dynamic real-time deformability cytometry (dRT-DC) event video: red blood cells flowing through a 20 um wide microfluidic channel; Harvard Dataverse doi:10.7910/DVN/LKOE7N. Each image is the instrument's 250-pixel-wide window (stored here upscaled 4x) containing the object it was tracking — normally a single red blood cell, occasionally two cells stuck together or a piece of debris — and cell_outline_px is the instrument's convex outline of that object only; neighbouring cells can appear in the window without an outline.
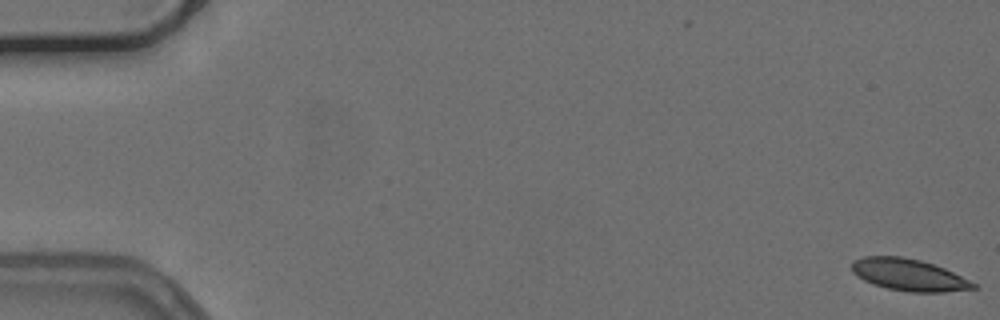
{"species": "common noctule bat (a hibernating species)", "species_latin": "Nyctalus noctula", "temperature_condition": "cold", "stored_images_in_passage": 19, "camera_frame_rate_fps": 3000, "um_per_image_px": 0.085, "animal": {"sex": "female", "body_mass_g": 24.6, "forearm_length_mm": 56.2}, "frame": {"image": 1, "passage_image": 1, "time_ms": 0.0, "image_size_px": [1000, 320], "cell_outline_px": [[980, 288], [944, 292], [908, 292], [888, 288], [872, 284], [856, 276], [852, 272], [852, 260], [864, 256], [900, 256], [920, 260], [944, 268], [980, 284]], "centroid_in_image_um": [77.28, 23.37], "position_along_channel_um": 7.7, "area_um2": 22.83}}
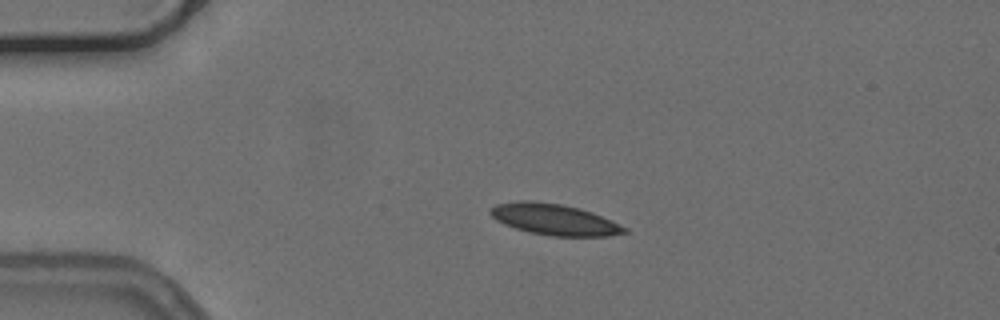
{"frame": {"image": 2, "passage_image": 13, "time_ms": 4.0, "image_size_px": [1000, 320], "cell_outline_px": [[628, 232], [608, 236], [552, 236], [528, 232], [504, 224], [496, 220], [488, 212], [488, 208], [496, 204], [520, 200], [528, 200], [560, 204], [580, 208], [592, 212], [612, 220], [628, 228]], "centroid_in_image_um": [47.11, 18.65], "position_along_channel_um": 37.9, "area_um2": 24.45}}